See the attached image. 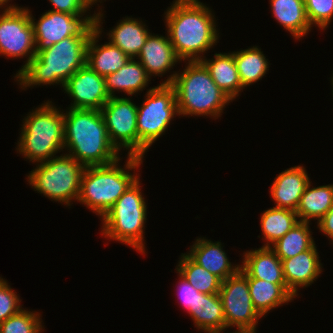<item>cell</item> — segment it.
<instances>
[{"instance_id": "cell-1", "label": "cell", "mask_w": 333, "mask_h": 333, "mask_svg": "<svg viewBox=\"0 0 333 333\" xmlns=\"http://www.w3.org/2000/svg\"><path fill=\"white\" fill-rule=\"evenodd\" d=\"M212 11L198 0H175L166 12L167 35L180 60L201 61L217 44Z\"/></svg>"}, {"instance_id": "cell-2", "label": "cell", "mask_w": 333, "mask_h": 333, "mask_svg": "<svg viewBox=\"0 0 333 333\" xmlns=\"http://www.w3.org/2000/svg\"><path fill=\"white\" fill-rule=\"evenodd\" d=\"M64 147L84 167L107 165L119 159L101 110L72 109L64 113Z\"/></svg>"}, {"instance_id": "cell-3", "label": "cell", "mask_w": 333, "mask_h": 333, "mask_svg": "<svg viewBox=\"0 0 333 333\" xmlns=\"http://www.w3.org/2000/svg\"><path fill=\"white\" fill-rule=\"evenodd\" d=\"M89 38L69 36L38 52L16 74L18 82L24 88L54 83L63 86L77 70L86 65Z\"/></svg>"}, {"instance_id": "cell-4", "label": "cell", "mask_w": 333, "mask_h": 333, "mask_svg": "<svg viewBox=\"0 0 333 333\" xmlns=\"http://www.w3.org/2000/svg\"><path fill=\"white\" fill-rule=\"evenodd\" d=\"M187 64L183 72L170 75L160 84H170L174 88L179 116L218 118L232 99L217 86L201 61H188Z\"/></svg>"}, {"instance_id": "cell-5", "label": "cell", "mask_w": 333, "mask_h": 333, "mask_svg": "<svg viewBox=\"0 0 333 333\" xmlns=\"http://www.w3.org/2000/svg\"><path fill=\"white\" fill-rule=\"evenodd\" d=\"M142 159L141 157L128 155L124 169L118 167L117 163L120 158L107 165L85 167L81 176L78 201L87 205L86 207H89L102 218L123 193L139 178L128 171L139 167Z\"/></svg>"}, {"instance_id": "cell-6", "label": "cell", "mask_w": 333, "mask_h": 333, "mask_svg": "<svg viewBox=\"0 0 333 333\" xmlns=\"http://www.w3.org/2000/svg\"><path fill=\"white\" fill-rule=\"evenodd\" d=\"M50 103L28 114L23 122L17 149L34 163L48 161L64 149V114Z\"/></svg>"}, {"instance_id": "cell-7", "label": "cell", "mask_w": 333, "mask_h": 333, "mask_svg": "<svg viewBox=\"0 0 333 333\" xmlns=\"http://www.w3.org/2000/svg\"><path fill=\"white\" fill-rule=\"evenodd\" d=\"M138 178L103 215L102 235L120 241L145 253L144 223L147 205L141 193Z\"/></svg>"}, {"instance_id": "cell-8", "label": "cell", "mask_w": 333, "mask_h": 333, "mask_svg": "<svg viewBox=\"0 0 333 333\" xmlns=\"http://www.w3.org/2000/svg\"><path fill=\"white\" fill-rule=\"evenodd\" d=\"M84 166L68 154L40 163L28 176V182L37 192L70 206L78 201Z\"/></svg>"}, {"instance_id": "cell-9", "label": "cell", "mask_w": 333, "mask_h": 333, "mask_svg": "<svg viewBox=\"0 0 333 333\" xmlns=\"http://www.w3.org/2000/svg\"><path fill=\"white\" fill-rule=\"evenodd\" d=\"M177 114L176 93L170 84H160L148 90L141 107L137 106L138 157L143 158Z\"/></svg>"}, {"instance_id": "cell-10", "label": "cell", "mask_w": 333, "mask_h": 333, "mask_svg": "<svg viewBox=\"0 0 333 333\" xmlns=\"http://www.w3.org/2000/svg\"><path fill=\"white\" fill-rule=\"evenodd\" d=\"M82 16L49 10L35 22L30 14L36 54L69 36L90 37L96 29L95 14Z\"/></svg>"}, {"instance_id": "cell-11", "label": "cell", "mask_w": 333, "mask_h": 333, "mask_svg": "<svg viewBox=\"0 0 333 333\" xmlns=\"http://www.w3.org/2000/svg\"><path fill=\"white\" fill-rule=\"evenodd\" d=\"M3 12L0 15V54L10 58L29 55L19 73L36 55L31 12L11 4Z\"/></svg>"}, {"instance_id": "cell-12", "label": "cell", "mask_w": 333, "mask_h": 333, "mask_svg": "<svg viewBox=\"0 0 333 333\" xmlns=\"http://www.w3.org/2000/svg\"><path fill=\"white\" fill-rule=\"evenodd\" d=\"M109 139L120 151L128 149L129 156L138 157L137 106L129 98L110 97L101 109Z\"/></svg>"}, {"instance_id": "cell-13", "label": "cell", "mask_w": 333, "mask_h": 333, "mask_svg": "<svg viewBox=\"0 0 333 333\" xmlns=\"http://www.w3.org/2000/svg\"><path fill=\"white\" fill-rule=\"evenodd\" d=\"M219 296L226 328L236 326L237 329L256 330L258 319L262 316L253 305L248 279L240 271L222 281Z\"/></svg>"}, {"instance_id": "cell-14", "label": "cell", "mask_w": 333, "mask_h": 333, "mask_svg": "<svg viewBox=\"0 0 333 333\" xmlns=\"http://www.w3.org/2000/svg\"><path fill=\"white\" fill-rule=\"evenodd\" d=\"M74 102L72 109L101 110L110 96L105 77L93 71L87 64L77 70L63 85Z\"/></svg>"}, {"instance_id": "cell-15", "label": "cell", "mask_w": 333, "mask_h": 333, "mask_svg": "<svg viewBox=\"0 0 333 333\" xmlns=\"http://www.w3.org/2000/svg\"><path fill=\"white\" fill-rule=\"evenodd\" d=\"M101 12L95 13L96 29L89 38L87 45L86 64L102 77L118 71L123 67L130 57L126 55L119 47L112 45L110 42L104 45H96L100 34L102 33Z\"/></svg>"}, {"instance_id": "cell-16", "label": "cell", "mask_w": 333, "mask_h": 333, "mask_svg": "<svg viewBox=\"0 0 333 333\" xmlns=\"http://www.w3.org/2000/svg\"><path fill=\"white\" fill-rule=\"evenodd\" d=\"M309 180L302 166H293L282 171L275 177L270 189V196L276 202L275 207L296 211Z\"/></svg>"}, {"instance_id": "cell-17", "label": "cell", "mask_w": 333, "mask_h": 333, "mask_svg": "<svg viewBox=\"0 0 333 333\" xmlns=\"http://www.w3.org/2000/svg\"><path fill=\"white\" fill-rule=\"evenodd\" d=\"M281 261L286 286L295 296L298 288L311 285L322 272L315 244L309 250Z\"/></svg>"}, {"instance_id": "cell-18", "label": "cell", "mask_w": 333, "mask_h": 333, "mask_svg": "<svg viewBox=\"0 0 333 333\" xmlns=\"http://www.w3.org/2000/svg\"><path fill=\"white\" fill-rule=\"evenodd\" d=\"M221 245L220 242L213 243L210 240L198 238L187 255L195 263L224 281L234 276L240 270V266H232Z\"/></svg>"}, {"instance_id": "cell-19", "label": "cell", "mask_w": 333, "mask_h": 333, "mask_svg": "<svg viewBox=\"0 0 333 333\" xmlns=\"http://www.w3.org/2000/svg\"><path fill=\"white\" fill-rule=\"evenodd\" d=\"M137 57L149 77L152 74L163 75L178 61H181L176 56L168 36H154L152 34L147 37Z\"/></svg>"}, {"instance_id": "cell-20", "label": "cell", "mask_w": 333, "mask_h": 333, "mask_svg": "<svg viewBox=\"0 0 333 333\" xmlns=\"http://www.w3.org/2000/svg\"><path fill=\"white\" fill-rule=\"evenodd\" d=\"M240 267L251 277L276 284H286L282 261L271 247L246 251Z\"/></svg>"}, {"instance_id": "cell-21", "label": "cell", "mask_w": 333, "mask_h": 333, "mask_svg": "<svg viewBox=\"0 0 333 333\" xmlns=\"http://www.w3.org/2000/svg\"><path fill=\"white\" fill-rule=\"evenodd\" d=\"M239 271L248 279L253 305L262 317L268 311L295 298L286 284H276L258 278H251L241 267Z\"/></svg>"}, {"instance_id": "cell-22", "label": "cell", "mask_w": 333, "mask_h": 333, "mask_svg": "<svg viewBox=\"0 0 333 333\" xmlns=\"http://www.w3.org/2000/svg\"><path fill=\"white\" fill-rule=\"evenodd\" d=\"M201 62L209 70L213 81L232 100L243 89L233 53H216L214 60L202 58Z\"/></svg>"}, {"instance_id": "cell-23", "label": "cell", "mask_w": 333, "mask_h": 333, "mask_svg": "<svg viewBox=\"0 0 333 333\" xmlns=\"http://www.w3.org/2000/svg\"><path fill=\"white\" fill-rule=\"evenodd\" d=\"M150 79L142 64L130 58L118 71L105 77L106 90L110 97L115 96V90L123 91L130 96L142 91Z\"/></svg>"}, {"instance_id": "cell-24", "label": "cell", "mask_w": 333, "mask_h": 333, "mask_svg": "<svg viewBox=\"0 0 333 333\" xmlns=\"http://www.w3.org/2000/svg\"><path fill=\"white\" fill-rule=\"evenodd\" d=\"M189 314L194 325L208 333H214L226 329L225 314L217 294L198 293L195 309H190Z\"/></svg>"}, {"instance_id": "cell-25", "label": "cell", "mask_w": 333, "mask_h": 333, "mask_svg": "<svg viewBox=\"0 0 333 333\" xmlns=\"http://www.w3.org/2000/svg\"><path fill=\"white\" fill-rule=\"evenodd\" d=\"M270 3L275 19L296 39L311 30L304 0H271Z\"/></svg>"}, {"instance_id": "cell-26", "label": "cell", "mask_w": 333, "mask_h": 333, "mask_svg": "<svg viewBox=\"0 0 333 333\" xmlns=\"http://www.w3.org/2000/svg\"><path fill=\"white\" fill-rule=\"evenodd\" d=\"M138 19L126 18L110 31L109 41L119 47L130 58H136L150 32ZM136 56V57H135Z\"/></svg>"}, {"instance_id": "cell-27", "label": "cell", "mask_w": 333, "mask_h": 333, "mask_svg": "<svg viewBox=\"0 0 333 333\" xmlns=\"http://www.w3.org/2000/svg\"><path fill=\"white\" fill-rule=\"evenodd\" d=\"M310 187L311 182L301 196L296 210L298 220L302 222H309L312 218L319 221L333 207V184Z\"/></svg>"}, {"instance_id": "cell-28", "label": "cell", "mask_w": 333, "mask_h": 333, "mask_svg": "<svg viewBox=\"0 0 333 333\" xmlns=\"http://www.w3.org/2000/svg\"><path fill=\"white\" fill-rule=\"evenodd\" d=\"M296 211L273 207L261 215V228L264 240L267 241L264 247H271L273 243L283 237L291 230L299 220ZM271 244V245H270Z\"/></svg>"}, {"instance_id": "cell-29", "label": "cell", "mask_w": 333, "mask_h": 333, "mask_svg": "<svg viewBox=\"0 0 333 333\" xmlns=\"http://www.w3.org/2000/svg\"><path fill=\"white\" fill-rule=\"evenodd\" d=\"M309 222L299 221L283 237L273 243L271 249L280 258L289 259L309 250L315 243L312 239Z\"/></svg>"}, {"instance_id": "cell-30", "label": "cell", "mask_w": 333, "mask_h": 333, "mask_svg": "<svg viewBox=\"0 0 333 333\" xmlns=\"http://www.w3.org/2000/svg\"><path fill=\"white\" fill-rule=\"evenodd\" d=\"M260 50L257 46H253L239 52H233L243 88L260 80L269 70L268 61Z\"/></svg>"}, {"instance_id": "cell-31", "label": "cell", "mask_w": 333, "mask_h": 333, "mask_svg": "<svg viewBox=\"0 0 333 333\" xmlns=\"http://www.w3.org/2000/svg\"><path fill=\"white\" fill-rule=\"evenodd\" d=\"M181 256L176 268L177 273L182 275L200 293H219L222 281L217 276L195 263L187 254Z\"/></svg>"}, {"instance_id": "cell-32", "label": "cell", "mask_w": 333, "mask_h": 333, "mask_svg": "<svg viewBox=\"0 0 333 333\" xmlns=\"http://www.w3.org/2000/svg\"><path fill=\"white\" fill-rule=\"evenodd\" d=\"M35 313L20 309L16 314L0 323V333H41L43 327L40 314Z\"/></svg>"}, {"instance_id": "cell-33", "label": "cell", "mask_w": 333, "mask_h": 333, "mask_svg": "<svg viewBox=\"0 0 333 333\" xmlns=\"http://www.w3.org/2000/svg\"><path fill=\"white\" fill-rule=\"evenodd\" d=\"M310 25L325 29L333 18V0H304Z\"/></svg>"}, {"instance_id": "cell-34", "label": "cell", "mask_w": 333, "mask_h": 333, "mask_svg": "<svg viewBox=\"0 0 333 333\" xmlns=\"http://www.w3.org/2000/svg\"><path fill=\"white\" fill-rule=\"evenodd\" d=\"M20 302L16 292L11 289L7 281L0 277V323L22 309Z\"/></svg>"}, {"instance_id": "cell-35", "label": "cell", "mask_w": 333, "mask_h": 333, "mask_svg": "<svg viewBox=\"0 0 333 333\" xmlns=\"http://www.w3.org/2000/svg\"><path fill=\"white\" fill-rule=\"evenodd\" d=\"M180 282H179V299L181 303L186 308V310L190 311V309H195L197 297L199 291H197L182 275H180Z\"/></svg>"}, {"instance_id": "cell-36", "label": "cell", "mask_w": 333, "mask_h": 333, "mask_svg": "<svg viewBox=\"0 0 333 333\" xmlns=\"http://www.w3.org/2000/svg\"><path fill=\"white\" fill-rule=\"evenodd\" d=\"M53 5L52 11L71 15H84L89 8L82 0H49Z\"/></svg>"}, {"instance_id": "cell-37", "label": "cell", "mask_w": 333, "mask_h": 333, "mask_svg": "<svg viewBox=\"0 0 333 333\" xmlns=\"http://www.w3.org/2000/svg\"><path fill=\"white\" fill-rule=\"evenodd\" d=\"M318 228L333 241V207L318 221ZM333 244V243H332Z\"/></svg>"}, {"instance_id": "cell-38", "label": "cell", "mask_w": 333, "mask_h": 333, "mask_svg": "<svg viewBox=\"0 0 333 333\" xmlns=\"http://www.w3.org/2000/svg\"><path fill=\"white\" fill-rule=\"evenodd\" d=\"M255 331L256 330H253V329H239L238 328V331H235V333H256ZM214 333H221V331L214 332Z\"/></svg>"}, {"instance_id": "cell-39", "label": "cell", "mask_w": 333, "mask_h": 333, "mask_svg": "<svg viewBox=\"0 0 333 333\" xmlns=\"http://www.w3.org/2000/svg\"><path fill=\"white\" fill-rule=\"evenodd\" d=\"M88 7H90L91 5L97 3V1L100 0H82ZM95 2V3H94Z\"/></svg>"}, {"instance_id": "cell-40", "label": "cell", "mask_w": 333, "mask_h": 333, "mask_svg": "<svg viewBox=\"0 0 333 333\" xmlns=\"http://www.w3.org/2000/svg\"><path fill=\"white\" fill-rule=\"evenodd\" d=\"M8 1L9 0H0V8L3 7V5H6Z\"/></svg>"}]
</instances>
